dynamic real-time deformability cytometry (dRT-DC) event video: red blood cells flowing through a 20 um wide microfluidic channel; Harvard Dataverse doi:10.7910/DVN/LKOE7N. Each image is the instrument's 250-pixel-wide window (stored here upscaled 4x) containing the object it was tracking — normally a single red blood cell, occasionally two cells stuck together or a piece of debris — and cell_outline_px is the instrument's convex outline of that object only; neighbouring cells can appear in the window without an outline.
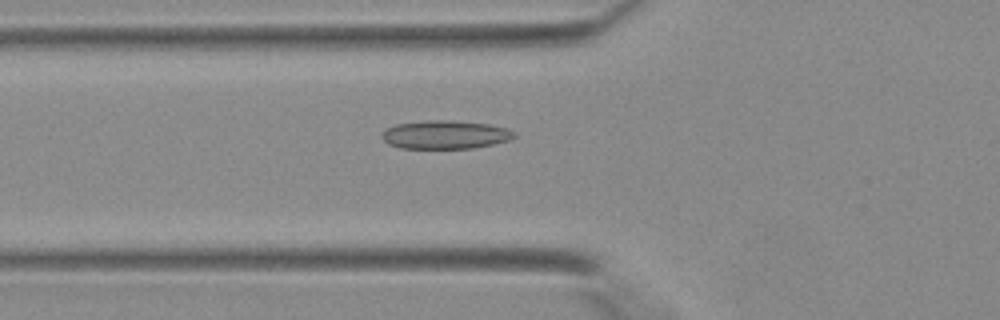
{"species": "Egyptian fruit bat (a non-hibernating species)", "species_latin": "Rousettus aegyptiacus", "temperature_condition": "warm", "stored_images_in_passage": 38, "camera_frame_rate_fps": 3000, "um_per_image_px": 0.085, "animal": {"sex": "female"}, "frame": {"image": 1, "passage_image": 12, "time_ms": 3.667, "image_size_px": [1000, 320], "cell_outline_px": [[516, 136], [508, 140], [492, 144], [472, 148], [400, 148], [388, 144], [380, 136], [388, 128], [396, 124], [428, 120], [448, 120], [488, 124], [508, 128], [516, 132]], "centroid_in_image_um": [37.85, 11.44], "position_along_channel_um": 87.9, "area_um2": 21.79}}
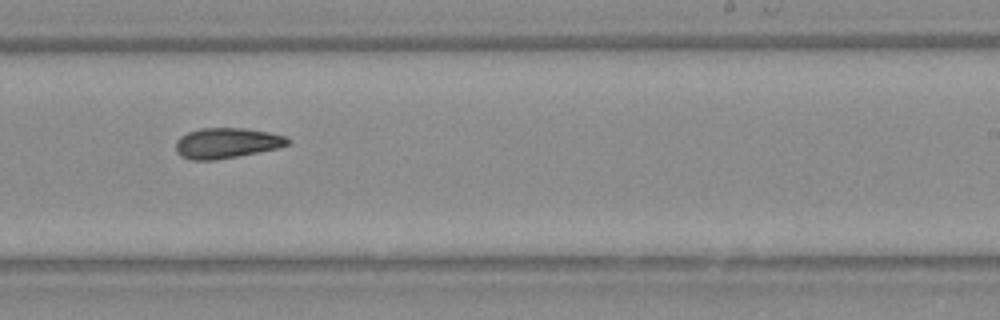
{"frame": {"image": 2, "passage_image": 23, "time_ms": 7.333, "image_size_px": [1000, 320], "cell_outline_px": [[292, 140], [288, 144], [276, 148], [216, 160], [192, 160], [180, 156], [176, 152], [176, 140], [180, 136], [188, 132], [200, 128], [244, 128], [268, 132], [284, 136]], "centroid_in_image_um": [19.22, 12.15], "position_along_channel_um": 269.8, "area_um2": 19.71}}
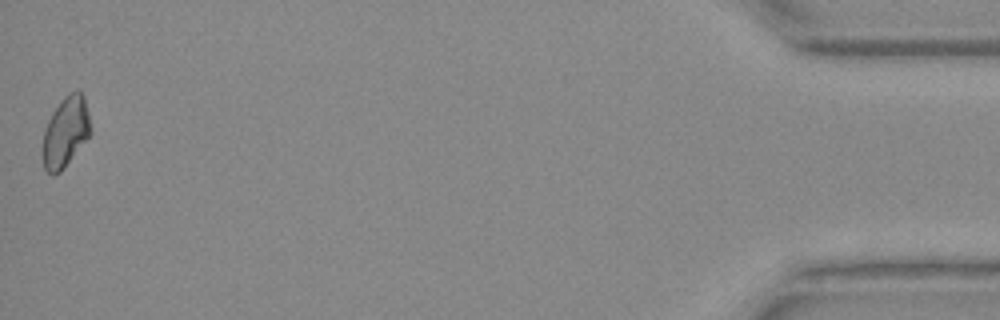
{"frame": {"image": 3, "passage_image": 38, "time_ms": 12.333, "image_size_px": [1000, 320], "cell_outline_px": [[92, 132], [60, 172], [52, 176], [44, 168], [40, 156], [44, 132], [48, 120], [52, 112], [60, 100], [64, 96], [72, 92], [80, 92], [84, 96], [92, 128]], "centroid_in_image_um": [5.54, 11.24], "position_along_channel_um": 429.7, "area_um2": 19.77}}